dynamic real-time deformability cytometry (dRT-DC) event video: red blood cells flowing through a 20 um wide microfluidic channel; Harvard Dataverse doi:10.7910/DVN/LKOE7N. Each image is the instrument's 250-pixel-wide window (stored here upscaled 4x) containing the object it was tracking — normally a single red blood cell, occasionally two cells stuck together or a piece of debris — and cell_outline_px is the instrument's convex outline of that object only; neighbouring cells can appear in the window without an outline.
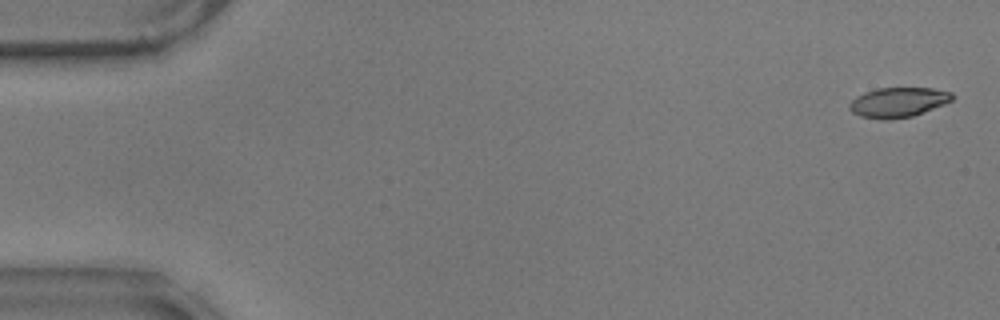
{"species": "common noctule bat (a hibernating species)", "species_latin": "Nyctalus noctula", "temperature_condition": "warm", "stored_images_in_passage": 18, "camera_frame_rate_fps": 3000, "um_per_image_px": 0.085, "animal": {"sex": "male", "body_mass_g": 17.9}, "frame": {"image": 1, "passage_image": 2, "time_ms": 0.333, "image_size_px": [1000, 320], "cell_outline_px": [[952, 100], [944, 104], [912, 116], [888, 120], [884, 120], [860, 116], [852, 112], [848, 108], [848, 104], [856, 96], [864, 92], [876, 88], [932, 88], [952, 92]], "centroid_in_image_um": [76.3, 8.69], "position_along_channel_um": 8.7, "area_um2": 17.86}}
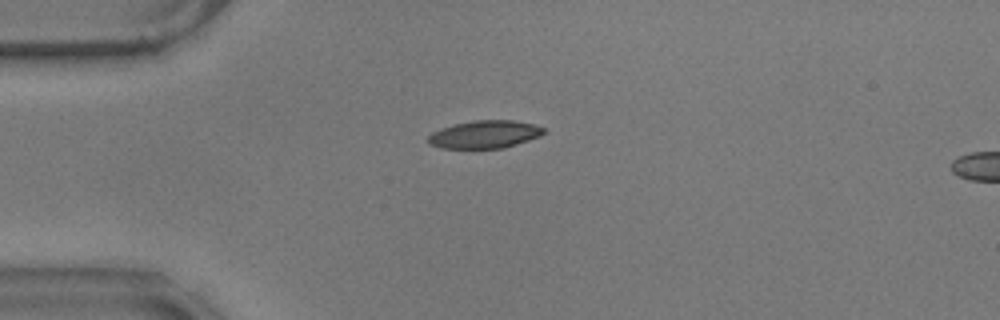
{"frame": {"image": 2, "passage_image": 15, "time_ms": 4.667, "image_size_px": [1000, 320], "cell_outline_px": [[544, 132], [540, 136], [504, 148], [440, 148], [428, 144], [428, 136], [432, 132], [440, 128], [472, 120], [512, 120], [536, 124], [544, 128]], "centroid_in_image_um": [41.18, 11.42], "position_along_channel_um": 43.8, "area_um2": 18.73}}